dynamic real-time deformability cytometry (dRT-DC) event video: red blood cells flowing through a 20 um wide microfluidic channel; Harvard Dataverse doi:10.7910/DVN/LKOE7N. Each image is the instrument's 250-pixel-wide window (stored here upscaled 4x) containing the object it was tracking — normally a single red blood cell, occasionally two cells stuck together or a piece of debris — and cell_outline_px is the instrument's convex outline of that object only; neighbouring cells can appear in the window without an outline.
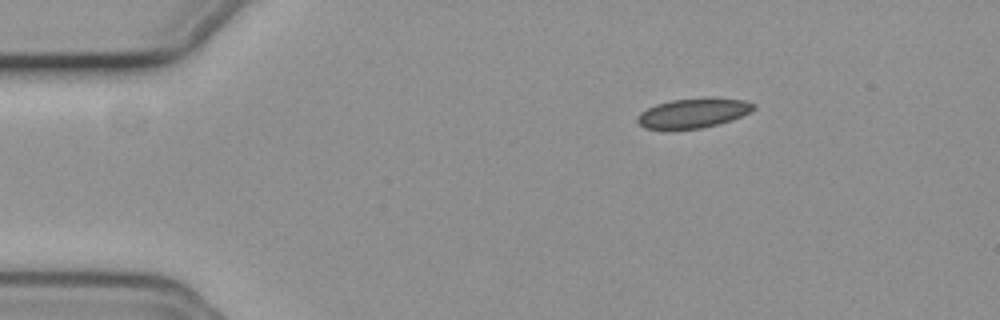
{"species": "common noctule bat (a hibernating species)", "species_latin": "Nyctalus noctula", "temperature_condition": "cold", "stored_images_in_passage": 48, "camera_frame_rate_fps": 3000, "um_per_image_px": 0.085, "animal": {"sex": "female", "body_mass_g": 19.3, "forearm_length_mm": 54.1}, "frame": {"image": 1, "passage_image": 1, "time_ms": 0.0, "image_size_px": [1000, 320], "cell_outline_px": [[756, 108], [732, 120], [700, 128], [644, 128], [636, 120], [636, 116], [640, 112], [656, 104], [672, 100], [744, 100], [756, 104]], "centroid_in_image_um": [58.88, 9.64], "position_along_channel_um": 26.1, "area_um2": 18.96}}
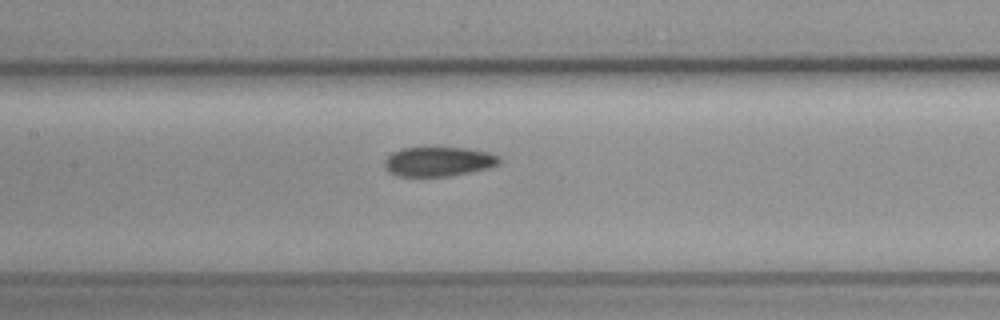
{"frame": {"image": 2, "passage_image": 18, "time_ms": 5.667, "image_size_px": [1000, 320], "cell_outline_px": [[500, 164], [488, 168], [448, 176], [396, 176], [388, 172], [384, 168], [384, 160], [392, 152], [404, 148], [424, 144], [468, 148], [488, 152], [500, 156]], "centroid_in_image_um": [37.23, 13.68], "position_along_channel_um": 170.2, "area_um2": 20.63}}
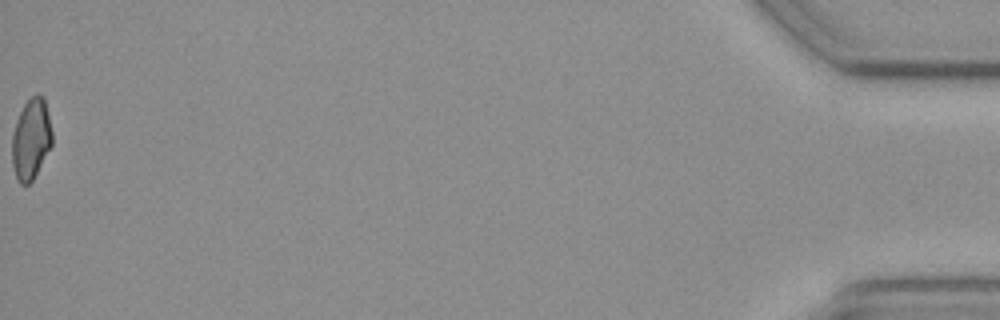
{"frame": {"image": 3, "passage_image": 48, "time_ms": 15.667, "image_size_px": [1000, 320], "cell_outline_px": [[52, 144], [32, 180], [28, 184], [20, 184], [16, 176], [12, 164], [12, 136], [16, 120], [24, 104], [32, 96], [44, 96], [52, 132]], "centroid_in_image_um": [2.63, 11.82], "position_along_channel_um": 432.6, "area_um2": 18.55}}